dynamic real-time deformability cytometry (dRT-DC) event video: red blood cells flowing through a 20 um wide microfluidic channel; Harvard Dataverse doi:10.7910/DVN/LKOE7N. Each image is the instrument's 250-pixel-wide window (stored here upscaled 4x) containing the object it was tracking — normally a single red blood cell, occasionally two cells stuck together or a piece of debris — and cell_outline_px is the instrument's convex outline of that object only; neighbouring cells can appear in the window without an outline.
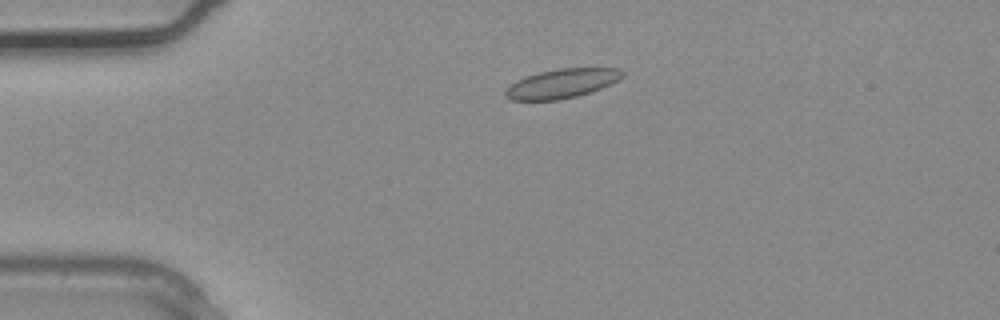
{"species": "common noctule bat (a hibernating species)", "species_latin": "Nyctalus noctula", "temperature_condition": "warm", "stored_images_in_passage": 4, "camera_frame_rate_fps": 3000, "um_per_image_px": 0.085, "animal": {"sex": "male", "body_mass_g": 20.4}, "frame": {"image": 1, "passage_image": 4, "time_ms": 1.0, "image_size_px": [1000, 320], "cell_outline_px": [[624, 76], [592, 92], [560, 100], [512, 100], [504, 96], [504, 92], [516, 80], [540, 72], [556, 68], [620, 68], [624, 72]], "centroid_in_image_um": [47.75, 7.1], "position_along_channel_um": 37.2, "area_um2": 19.77}}